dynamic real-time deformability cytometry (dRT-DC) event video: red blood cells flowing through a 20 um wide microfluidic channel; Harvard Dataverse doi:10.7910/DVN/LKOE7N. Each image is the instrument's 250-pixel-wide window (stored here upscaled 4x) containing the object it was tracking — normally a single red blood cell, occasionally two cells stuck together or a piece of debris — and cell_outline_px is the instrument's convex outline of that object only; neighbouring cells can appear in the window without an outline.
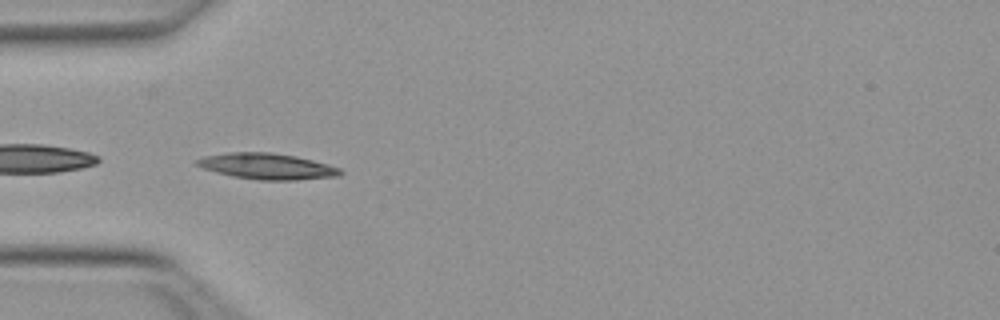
{"species": "Egyptian fruit bat (a non-hibernating species)", "species_latin": "Rousettus aegyptiacus", "temperature_condition": "warm", "stored_images_in_passage": 10, "camera_frame_rate_fps": 3000, "um_per_image_px": 0.085, "animal": {"sex": "female"}, "frame": {"image": 1, "passage_image": 1, "time_ms": 0.0, "image_size_px": [1000, 320], "cell_outline_px": [[344, 172], [340, 176], [296, 180], [260, 180], [232, 176], [216, 172], [204, 168], [196, 164], [196, 160], [204, 156], [228, 152], [272, 152], [296, 156], [328, 164], [340, 168]], "centroid_in_image_um": [22.74, 14.13], "position_along_channel_um": 62.3, "area_um2": 21.73}}
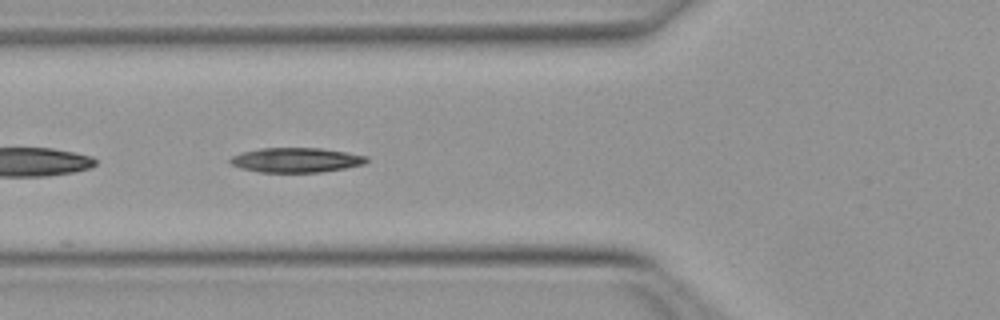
{"frame": {"image": 2, "passage_image": 4, "time_ms": 1.0, "image_size_px": [1000, 320], "cell_outline_px": [[368, 160], [364, 164], [344, 168], [320, 172], [260, 172], [240, 168], [232, 164], [228, 160], [232, 156], [240, 152], [260, 148], [320, 148], [368, 156]], "centroid_in_image_um": [25.13, 13.6], "position_along_channel_um": 100.7, "area_um2": 19.54}}
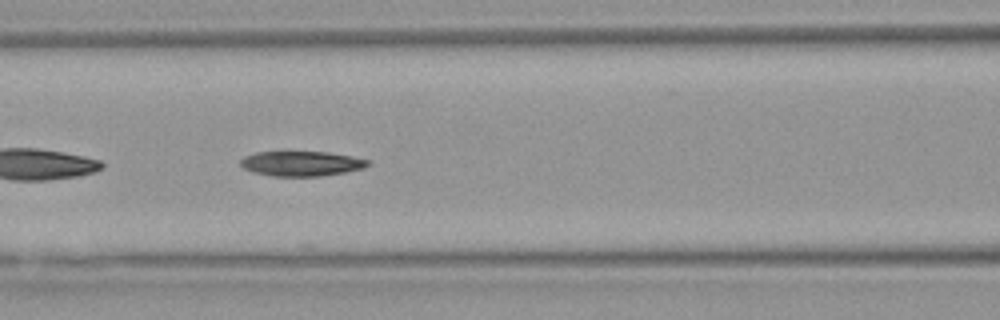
{"frame": {"image": 3, "passage_image": 7, "time_ms": 2.0, "image_size_px": [1000, 320], "cell_outline_px": [[372, 160], [364, 168], [344, 172], [320, 176], [272, 176], [252, 172], [244, 168], [240, 164], [240, 160], [244, 156], [256, 152], [284, 148], [288, 148], [328, 152], [352, 156]], "centroid_in_image_um": [25.56, 13.84], "position_along_channel_um": 141.0, "area_um2": 19.59}}